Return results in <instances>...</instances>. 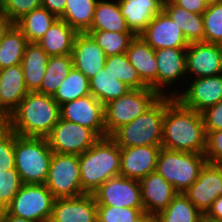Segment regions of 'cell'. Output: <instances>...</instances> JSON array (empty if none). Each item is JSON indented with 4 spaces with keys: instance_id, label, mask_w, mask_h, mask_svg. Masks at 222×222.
Returning <instances> with one entry per match:
<instances>
[{
    "instance_id": "d590c367",
    "label": "cell",
    "mask_w": 222,
    "mask_h": 222,
    "mask_svg": "<svg viewBox=\"0 0 222 222\" xmlns=\"http://www.w3.org/2000/svg\"><path fill=\"white\" fill-rule=\"evenodd\" d=\"M104 67L131 89L148 88L141 80L137 70L129 62L126 53L106 57Z\"/></svg>"
},
{
    "instance_id": "ab89813d",
    "label": "cell",
    "mask_w": 222,
    "mask_h": 222,
    "mask_svg": "<svg viewBox=\"0 0 222 222\" xmlns=\"http://www.w3.org/2000/svg\"><path fill=\"white\" fill-rule=\"evenodd\" d=\"M143 211L144 208L97 206V220L99 222H132Z\"/></svg>"
},
{
    "instance_id": "db71d44e",
    "label": "cell",
    "mask_w": 222,
    "mask_h": 222,
    "mask_svg": "<svg viewBox=\"0 0 222 222\" xmlns=\"http://www.w3.org/2000/svg\"><path fill=\"white\" fill-rule=\"evenodd\" d=\"M200 222H222V221L212 220L204 215Z\"/></svg>"
},
{
    "instance_id": "9a60e30c",
    "label": "cell",
    "mask_w": 222,
    "mask_h": 222,
    "mask_svg": "<svg viewBox=\"0 0 222 222\" xmlns=\"http://www.w3.org/2000/svg\"><path fill=\"white\" fill-rule=\"evenodd\" d=\"M187 79L222 74V45L194 42L186 48Z\"/></svg>"
},
{
    "instance_id": "44dd1931",
    "label": "cell",
    "mask_w": 222,
    "mask_h": 222,
    "mask_svg": "<svg viewBox=\"0 0 222 222\" xmlns=\"http://www.w3.org/2000/svg\"><path fill=\"white\" fill-rule=\"evenodd\" d=\"M73 67L81 71L89 80L104 68V50L87 33H78L72 50Z\"/></svg>"
},
{
    "instance_id": "f907efd6",
    "label": "cell",
    "mask_w": 222,
    "mask_h": 222,
    "mask_svg": "<svg viewBox=\"0 0 222 222\" xmlns=\"http://www.w3.org/2000/svg\"><path fill=\"white\" fill-rule=\"evenodd\" d=\"M132 222H154V216L146 211H143L137 218Z\"/></svg>"
},
{
    "instance_id": "484cf974",
    "label": "cell",
    "mask_w": 222,
    "mask_h": 222,
    "mask_svg": "<svg viewBox=\"0 0 222 222\" xmlns=\"http://www.w3.org/2000/svg\"><path fill=\"white\" fill-rule=\"evenodd\" d=\"M48 58L49 56L37 43H29L26 46L21 65L29 92H36L40 89Z\"/></svg>"
},
{
    "instance_id": "8992f818",
    "label": "cell",
    "mask_w": 222,
    "mask_h": 222,
    "mask_svg": "<svg viewBox=\"0 0 222 222\" xmlns=\"http://www.w3.org/2000/svg\"><path fill=\"white\" fill-rule=\"evenodd\" d=\"M207 163L204 154L161 148L156 172L178 193H184L199 177Z\"/></svg>"
},
{
    "instance_id": "60d3db41",
    "label": "cell",
    "mask_w": 222,
    "mask_h": 222,
    "mask_svg": "<svg viewBox=\"0 0 222 222\" xmlns=\"http://www.w3.org/2000/svg\"><path fill=\"white\" fill-rule=\"evenodd\" d=\"M39 7H42V0H0V10L14 23Z\"/></svg>"
},
{
    "instance_id": "3957f363",
    "label": "cell",
    "mask_w": 222,
    "mask_h": 222,
    "mask_svg": "<svg viewBox=\"0 0 222 222\" xmlns=\"http://www.w3.org/2000/svg\"><path fill=\"white\" fill-rule=\"evenodd\" d=\"M120 147L110 137L99 138L79 155L82 190L92 194L108 179L120 175Z\"/></svg>"
},
{
    "instance_id": "681fc988",
    "label": "cell",
    "mask_w": 222,
    "mask_h": 222,
    "mask_svg": "<svg viewBox=\"0 0 222 222\" xmlns=\"http://www.w3.org/2000/svg\"><path fill=\"white\" fill-rule=\"evenodd\" d=\"M3 222H35L18 216L10 215L6 210L4 211Z\"/></svg>"
},
{
    "instance_id": "2e32d148",
    "label": "cell",
    "mask_w": 222,
    "mask_h": 222,
    "mask_svg": "<svg viewBox=\"0 0 222 222\" xmlns=\"http://www.w3.org/2000/svg\"><path fill=\"white\" fill-rule=\"evenodd\" d=\"M184 194L205 215L213 202L222 196V168L219 164L206 163L198 179Z\"/></svg>"
},
{
    "instance_id": "7bdbcfd3",
    "label": "cell",
    "mask_w": 222,
    "mask_h": 222,
    "mask_svg": "<svg viewBox=\"0 0 222 222\" xmlns=\"http://www.w3.org/2000/svg\"><path fill=\"white\" fill-rule=\"evenodd\" d=\"M205 157L207 163L219 164L222 161V130L206 132Z\"/></svg>"
},
{
    "instance_id": "6da1fadb",
    "label": "cell",
    "mask_w": 222,
    "mask_h": 222,
    "mask_svg": "<svg viewBox=\"0 0 222 222\" xmlns=\"http://www.w3.org/2000/svg\"><path fill=\"white\" fill-rule=\"evenodd\" d=\"M206 132L202 114L166 96L161 146L176 151L204 154Z\"/></svg>"
},
{
    "instance_id": "4dcf8cb0",
    "label": "cell",
    "mask_w": 222,
    "mask_h": 222,
    "mask_svg": "<svg viewBox=\"0 0 222 222\" xmlns=\"http://www.w3.org/2000/svg\"><path fill=\"white\" fill-rule=\"evenodd\" d=\"M57 19L55 14L44 7H39L25 14L15 25L22 31L29 43H36Z\"/></svg>"
},
{
    "instance_id": "ba28073f",
    "label": "cell",
    "mask_w": 222,
    "mask_h": 222,
    "mask_svg": "<svg viewBox=\"0 0 222 222\" xmlns=\"http://www.w3.org/2000/svg\"><path fill=\"white\" fill-rule=\"evenodd\" d=\"M55 199L45 184H23L5 210L35 222H49Z\"/></svg>"
},
{
    "instance_id": "f1b7e54d",
    "label": "cell",
    "mask_w": 222,
    "mask_h": 222,
    "mask_svg": "<svg viewBox=\"0 0 222 222\" xmlns=\"http://www.w3.org/2000/svg\"><path fill=\"white\" fill-rule=\"evenodd\" d=\"M90 93L104 106L131 90L104 67L89 80Z\"/></svg>"
},
{
    "instance_id": "cb8c5ba5",
    "label": "cell",
    "mask_w": 222,
    "mask_h": 222,
    "mask_svg": "<svg viewBox=\"0 0 222 222\" xmlns=\"http://www.w3.org/2000/svg\"><path fill=\"white\" fill-rule=\"evenodd\" d=\"M126 55L129 62L137 70L141 80L157 92V61L155 49L147 44L140 35L129 43Z\"/></svg>"
},
{
    "instance_id": "f6af8a7d",
    "label": "cell",
    "mask_w": 222,
    "mask_h": 222,
    "mask_svg": "<svg viewBox=\"0 0 222 222\" xmlns=\"http://www.w3.org/2000/svg\"><path fill=\"white\" fill-rule=\"evenodd\" d=\"M171 1L175 5L196 14H203V12L208 7L203 0H171Z\"/></svg>"
},
{
    "instance_id": "5bb4252c",
    "label": "cell",
    "mask_w": 222,
    "mask_h": 222,
    "mask_svg": "<svg viewBox=\"0 0 222 222\" xmlns=\"http://www.w3.org/2000/svg\"><path fill=\"white\" fill-rule=\"evenodd\" d=\"M175 98L185 107L202 112L222 100V74L187 79Z\"/></svg>"
},
{
    "instance_id": "4316f807",
    "label": "cell",
    "mask_w": 222,
    "mask_h": 222,
    "mask_svg": "<svg viewBox=\"0 0 222 222\" xmlns=\"http://www.w3.org/2000/svg\"><path fill=\"white\" fill-rule=\"evenodd\" d=\"M163 10L183 31L188 43L204 42V25L202 14L187 11L175 5L171 0H164Z\"/></svg>"
},
{
    "instance_id": "5b68a950",
    "label": "cell",
    "mask_w": 222,
    "mask_h": 222,
    "mask_svg": "<svg viewBox=\"0 0 222 222\" xmlns=\"http://www.w3.org/2000/svg\"><path fill=\"white\" fill-rule=\"evenodd\" d=\"M166 96L136 119L116 129L110 137L119 147L161 146Z\"/></svg>"
},
{
    "instance_id": "d6a6232c",
    "label": "cell",
    "mask_w": 222,
    "mask_h": 222,
    "mask_svg": "<svg viewBox=\"0 0 222 222\" xmlns=\"http://www.w3.org/2000/svg\"><path fill=\"white\" fill-rule=\"evenodd\" d=\"M29 41L14 24L0 42V69L21 64Z\"/></svg>"
},
{
    "instance_id": "603a6c76",
    "label": "cell",
    "mask_w": 222,
    "mask_h": 222,
    "mask_svg": "<svg viewBox=\"0 0 222 222\" xmlns=\"http://www.w3.org/2000/svg\"><path fill=\"white\" fill-rule=\"evenodd\" d=\"M118 4L128 28L138 36L163 10L164 0H118Z\"/></svg>"
},
{
    "instance_id": "f5cc1de1",
    "label": "cell",
    "mask_w": 222,
    "mask_h": 222,
    "mask_svg": "<svg viewBox=\"0 0 222 222\" xmlns=\"http://www.w3.org/2000/svg\"><path fill=\"white\" fill-rule=\"evenodd\" d=\"M207 6L222 3V0H203Z\"/></svg>"
},
{
    "instance_id": "bcb514c9",
    "label": "cell",
    "mask_w": 222,
    "mask_h": 222,
    "mask_svg": "<svg viewBox=\"0 0 222 222\" xmlns=\"http://www.w3.org/2000/svg\"><path fill=\"white\" fill-rule=\"evenodd\" d=\"M66 0H42V7L55 14L58 18L64 13Z\"/></svg>"
},
{
    "instance_id": "d6986e66",
    "label": "cell",
    "mask_w": 222,
    "mask_h": 222,
    "mask_svg": "<svg viewBox=\"0 0 222 222\" xmlns=\"http://www.w3.org/2000/svg\"><path fill=\"white\" fill-rule=\"evenodd\" d=\"M97 203L93 194L57 198L49 222H96Z\"/></svg>"
},
{
    "instance_id": "74e56055",
    "label": "cell",
    "mask_w": 222,
    "mask_h": 222,
    "mask_svg": "<svg viewBox=\"0 0 222 222\" xmlns=\"http://www.w3.org/2000/svg\"><path fill=\"white\" fill-rule=\"evenodd\" d=\"M202 16L204 42L222 45V3L208 6Z\"/></svg>"
},
{
    "instance_id": "816d5d0a",
    "label": "cell",
    "mask_w": 222,
    "mask_h": 222,
    "mask_svg": "<svg viewBox=\"0 0 222 222\" xmlns=\"http://www.w3.org/2000/svg\"><path fill=\"white\" fill-rule=\"evenodd\" d=\"M7 125V119L0 113V130Z\"/></svg>"
},
{
    "instance_id": "ee69618b",
    "label": "cell",
    "mask_w": 222,
    "mask_h": 222,
    "mask_svg": "<svg viewBox=\"0 0 222 222\" xmlns=\"http://www.w3.org/2000/svg\"><path fill=\"white\" fill-rule=\"evenodd\" d=\"M205 132L222 130V100L201 112Z\"/></svg>"
},
{
    "instance_id": "8d00e7d4",
    "label": "cell",
    "mask_w": 222,
    "mask_h": 222,
    "mask_svg": "<svg viewBox=\"0 0 222 222\" xmlns=\"http://www.w3.org/2000/svg\"><path fill=\"white\" fill-rule=\"evenodd\" d=\"M86 33L104 50L106 57L126 53L130 41L135 37L132 32L88 30Z\"/></svg>"
},
{
    "instance_id": "b9f144b4",
    "label": "cell",
    "mask_w": 222,
    "mask_h": 222,
    "mask_svg": "<svg viewBox=\"0 0 222 222\" xmlns=\"http://www.w3.org/2000/svg\"><path fill=\"white\" fill-rule=\"evenodd\" d=\"M14 168V131L6 125L0 130V171Z\"/></svg>"
},
{
    "instance_id": "ffe728a7",
    "label": "cell",
    "mask_w": 222,
    "mask_h": 222,
    "mask_svg": "<svg viewBox=\"0 0 222 222\" xmlns=\"http://www.w3.org/2000/svg\"><path fill=\"white\" fill-rule=\"evenodd\" d=\"M28 92L21 64L0 69V113L6 119Z\"/></svg>"
},
{
    "instance_id": "f35d334b",
    "label": "cell",
    "mask_w": 222,
    "mask_h": 222,
    "mask_svg": "<svg viewBox=\"0 0 222 222\" xmlns=\"http://www.w3.org/2000/svg\"><path fill=\"white\" fill-rule=\"evenodd\" d=\"M20 174L14 169L0 171V207L6 208L22 187Z\"/></svg>"
},
{
    "instance_id": "83f0119b",
    "label": "cell",
    "mask_w": 222,
    "mask_h": 222,
    "mask_svg": "<svg viewBox=\"0 0 222 222\" xmlns=\"http://www.w3.org/2000/svg\"><path fill=\"white\" fill-rule=\"evenodd\" d=\"M89 30L131 32L121 14L118 0H98Z\"/></svg>"
},
{
    "instance_id": "52a82bcc",
    "label": "cell",
    "mask_w": 222,
    "mask_h": 222,
    "mask_svg": "<svg viewBox=\"0 0 222 222\" xmlns=\"http://www.w3.org/2000/svg\"><path fill=\"white\" fill-rule=\"evenodd\" d=\"M162 96L151 88L131 89L104 106L106 136L145 113Z\"/></svg>"
},
{
    "instance_id": "7c38bea8",
    "label": "cell",
    "mask_w": 222,
    "mask_h": 222,
    "mask_svg": "<svg viewBox=\"0 0 222 222\" xmlns=\"http://www.w3.org/2000/svg\"><path fill=\"white\" fill-rule=\"evenodd\" d=\"M92 194L97 206L143 208L139 180L122 175L108 179Z\"/></svg>"
},
{
    "instance_id": "277c9868",
    "label": "cell",
    "mask_w": 222,
    "mask_h": 222,
    "mask_svg": "<svg viewBox=\"0 0 222 222\" xmlns=\"http://www.w3.org/2000/svg\"><path fill=\"white\" fill-rule=\"evenodd\" d=\"M14 155L23 184H45L53 156L47 138L23 137L14 132Z\"/></svg>"
},
{
    "instance_id": "7dc6e473",
    "label": "cell",
    "mask_w": 222,
    "mask_h": 222,
    "mask_svg": "<svg viewBox=\"0 0 222 222\" xmlns=\"http://www.w3.org/2000/svg\"><path fill=\"white\" fill-rule=\"evenodd\" d=\"M206 217L216 221H222V196H219L212 204V207L205 214Z\"/></svg>"
},
{
    "instance_id": "e575fe53",
    "label": "cell",
    "mask_w": 222,
    "mask_h": 222,
    "mask_svg": "<svg viewBox=\"0 0 222 222\" xmlns=\"http://www.w3.org/2000/svg\"><path fill=\"white\" fill-rule=\"evenodd\" d=\"M90 93L89 79L79 70L72 67L67 77L57 88L53 99L62 105L65 102L85 97Z\"/></svg>"
},
{
    "instance_id": "7a4b0ae2",
    "label": "cell",
    "mask_w": 222,
    "mask_h": 222,
    "mask_svg": "<svg viewBox=\"0 0 222 222\" xmlns=\"http://www.w3.org/2000/svg\"><path fill=\"white\" fill-rule=\"evenodd\" d=\"M60 119V105L53 96L28 92L7 118V125L23 137L47 138Z\"/></svg>"
},
{
    "instance_id": "30bf717a",
    "label": "cell",
    "mask_w": 222,
    "mask_h": 222,
    "mask_svg": "<svg viewBox=\"0 0 222 222\" xmlns=\"http://www.w3.org/2000/svg\"><path fill=\"white\" fill-rule=\"evenodd\" d=\"M155 58L157 61V92L161 96L175 97L184 88L185 85L182 83L187 81L186 48H161L155 50ZM176 84L179 87L177 85L175 90Z\"/></svg>"
},
{
    "instance_id": "f546056e",
    "label": "cell",
    "mask_w": 222,
    "mask_h": 222,
    "mask_svg": "<svg viewBox=\"0 0 222 222\" xmlns=\"http://www.w3.org/2000/svg\"><path fill=\"white\" fill-rule=\"evenodd\" d=\"M203 216L184 193H178L164 210L154 216V222H200Z\"/></svg>"
},
{
    "instance_id": "4fadbf2b",
    "label": "cell",
    "mask_w": 222,
    "mask_h": 222,
    "mask_svg": "<svg viewBox=\"0 0 222 222\" xmlns=\"http://www.w3.org/2000/svg\"><path fill=\"white\" fill-rule=\"evenodd\" d=\"M60 118L91 129L99 138L106 136L104 105L92 94L60 105Z\"/></svg>"
},
{
    "instance_id": "e0dca14e",
    "label": "cell",
    "mask_w": 222,
    "mask_h": 222,
    "mask_svg": "<svg viewBox=\"0 0 222 222\" xmlns=\"http://www.w3.org/2000/svg\"><path fill=\"white\" fill-rule=\"evenodd\" d=\"M140 36L155 50L189 46L183 31L164 10L153 18Z\"/></svg>"
},
{
    "instance_id": "11a10c76",
    "label": "cell",
    "mask_w": 222,
    "mask_h": 222,
    "mask_svg": "<svg viewBox=\"0 0 222 222\" xmlns=\"http://www.w3.org/2000/svg\"><path fill=\"white\" fill-rule=\"evenodd\" d=\"M4 211L5 209L0 207V222H3Z\"/></svg>"
},
{
    "instance_id": "836d02e7",
    "label": "cell",
    "mask_w": 222,
    "mask_h": 222,
    "mask_svg": "<svg viewBox=\"0 0 222 222\" xmlns=\"http://www.w3.org/2000/svg\"><path fill=\"white\" fill-rule=\"evenodd\" d=\"M73 67L72 55L51 56L42 80L39 93L54 96L61 82L67 77Z\"/></svg>"
},
{
    "instance_id": "1f68e13d",
    "label": "cell",
    "mask_w": 222,
    "mask_h": 222,
    "mask_svg": "<svg viewBox=\"0 0 222 222\" xmlns=\"http://www.w3.org/2000/svg\"><path fill=\"white\" fill-rule=\"evenodd\" d=\"M98 0H66L64 13L59 17L78 33H86L92 24Z\"/></svg>"
},
{
    "instance_id": "c3c4849f",
    "label": "cell",
    "mask_w": 222,
    "mask_h": 222,
    "mask_svg": "<svg viewBox=\"0 0 222 222\" xmlns=\"http://www.w3.org/2000/svg\"><path fill=\"white\" fill-rule=\"evenodd\" d=\"M14 24L15 23L3 11L0 10V42L3 39V36Z\"/></svg>"
},
{
    "instance_id": "d4e9b609",
    "label": "cell",
    "mask_w": 222,
    "mask_h": 222,
    "mask_svg": "<svg viewBox=\"0 0 222 222\" xmlns=\"http://www.w3.org/2000/svg\"><path fill=\"white\" fill-rule=\"evenodd\" d=\"M78 32L58 18L36 43L51 56L71 55Z\"/></svg>"
},
{
    "instance_id": "7402d4cb",
    "label": "cell",
    "mask_w": 222,
    "mask_h": 222,
    "mask_svg": "<svg viewBox=\"0 0 222 222\" xmlns=\"http://www.w3.org/2000/svg\"><path fill=\"white\" fill-rule=\"evenodd\" d=\"M144 211L156 216L178 194L175 188L156 171L139 180Z\"/></svg>"
},
{
    "instance_id": "9c48e42d",
    "label": "cell",
    "mask_w": 222,
    "mask_h": 222,
    "mask_svg": "<svg viewBox=\"0 0 222 222\" xmlns=\"http://www.w3.org/2000/svg\"><path fill=\"white\" fill-rule=\"evenodd\" d=\"M45 186L57 198H76L82 190L79 156L53 153Z\"/></svg>"
},
{
    "instance_id": "ac0fdd59",
    "label": "cell",
    "mask_w": 222,
    "mask_h": 222,
    "mask_svg": "<svg viewBox=\"0 0 222 222\" xmlns=\"http://www.w3.org/2000/svg\"><path fill=\"white\" fill-rule=\"evenodd\" d=\"M162 146L120 147V175L140 180L156 171L158 156Z\"/></svg>"
},
{
    "instance_id": "8fae6325",
    "label": "cell",
    "mask_w": 222,
    "mask_h": 222,
    "mask_svg": "<svg viewBox=\"0 0 222 222\" xmlns=\"http://www.w3.org/2000/svg\"><path fill=\"white\" fill-rule=\"evenodd\" d=\"M98 139L91 129L61 118L47 137L53 153L78 156L93 146Z\"/></svg>"
}]
</instances>
